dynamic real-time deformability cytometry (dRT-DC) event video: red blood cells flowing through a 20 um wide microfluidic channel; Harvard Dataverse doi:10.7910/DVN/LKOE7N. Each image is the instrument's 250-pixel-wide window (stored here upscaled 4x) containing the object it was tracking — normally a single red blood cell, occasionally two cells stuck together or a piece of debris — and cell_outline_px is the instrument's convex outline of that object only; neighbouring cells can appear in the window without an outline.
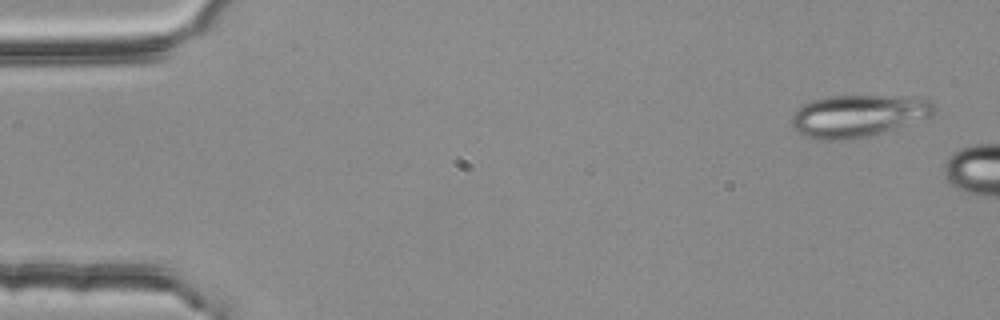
{"species": "common noctule bat (a hibernating species)", "species_latin": "Nyctalus noctula", "temperature_condition": "room temperature", "stored_images_in_passage": 6, "camera_frame_rate_fps": 3000, "um_per_image_px": 0.085, "animal": {"sex": "female", "body_mass_g": 25.1}, "frame": {"image": 1, "passage_image": 1, "time_ms": 0.0, "image_size_px": [1000, 320], "cell_outline_px": [[936, 112], [932, 116], [868, 136], [848, 140], [816, 140], [792, 128], [792, 116], [804, 104], [812, 100], [832, 96], [884, 96], [928, 100], [936, 104]], "centroid_in_image_um": [72.92, 9.85], "position_along_channel_um": 12.1, "area_um2": 34.39}}
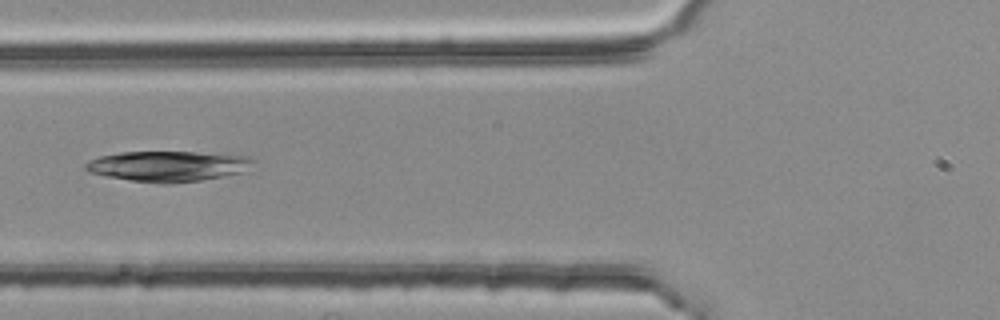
{"frame": {"image": 2, "passage_image": 6, "time_ms": 1.667, "image_size_px": [1000, 320], "cell_outline_px": [[256, 160], [244, 172], [224, 176], [200, 180], [168, 184], [164, 184], [132, 180], [104, 176], [92, 172], [84, 168], [84, 164], [88, 160], [100, 156], [120, 152], [232, 152], [252, 156]], "centroid_in_image_um": [14.39, 14.1], "position_along_channel_um": 111.4, "area_um2": 30.35}}